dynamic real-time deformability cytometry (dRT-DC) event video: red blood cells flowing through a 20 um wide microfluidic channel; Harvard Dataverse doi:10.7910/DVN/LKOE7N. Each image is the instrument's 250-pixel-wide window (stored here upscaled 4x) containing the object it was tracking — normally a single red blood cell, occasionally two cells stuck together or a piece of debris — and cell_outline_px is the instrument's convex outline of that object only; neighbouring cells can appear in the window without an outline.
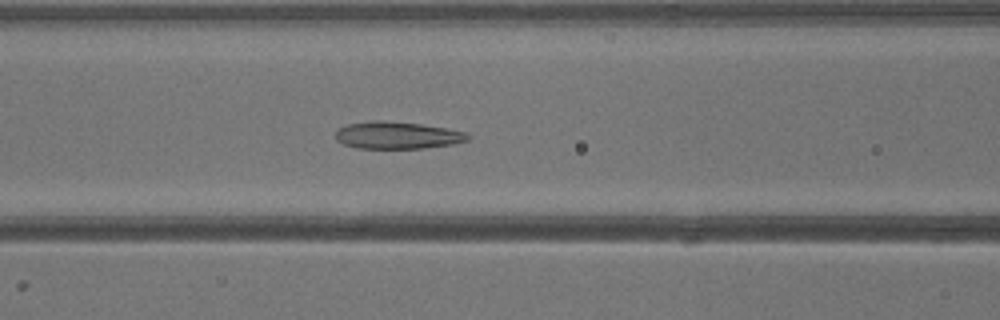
{"species": "common noctule bat (a hibernating species)", "species_latin": "Nyctalus noctula", "temperature_condition": "warm", "stored_images_in_passage": 40, "camera_frame_rate_fps": 3000, "um_per_image_px": 0.085, "animal": {"sex": "male", "body_mass_g": 13.3}, "frame": {"image": 1, "passage_image": 17, "time_ms": 5.333, "image_size_px": [1000, 320], "cell_outline_px": [[472, 136], [468, 140], [452, 144], [424, 148], [356, 148], [344, 144], [336, 140], [336, 132], [340, 128], [348, 124], [368, 120], [384, 120], [420, 124], [444, 128], [464, 132]], "centroid_in_image_um": [33.75, 11.49], "position_along_channel_um": 132.9, "area_um2": 20.87}}
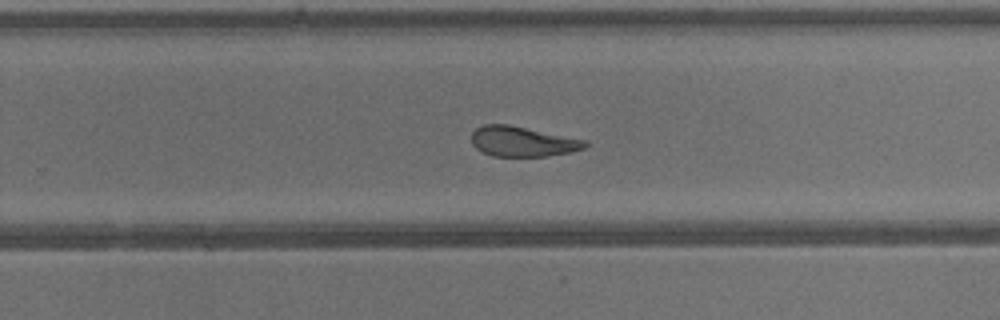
{"frame": {"image": 2, "passage_image": 26, "time_ms": 8.333, "image_size_px": [1000, 320], "cell_outline_px": [[588, 144], [584, 148], [568, 152], [548, 156], [492, 156], [476, 148], [472, 144], [472, 132], [476, 128], [484, 124], [508, 124], [588, 140]], "centroid_in_image_um": [44.42, 12.02], "position_along_channel_um": 285.4, "area_um2": 19.88}}
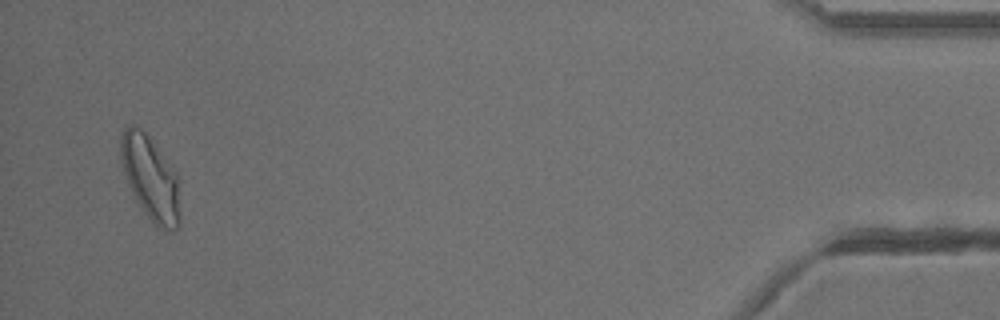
{"frame": {"image": 3, "passage_image": 39, "time_ms": 12.667, "image_size_px": [1000, 320], "cell_outline_px": [[180, 224], [172, 232], [156, 228], [136, 200], [128, 184], [120, 160], [120, 132], [128, 124], [132, 124], [140, 128], [148, 136], [176, 172], [180, 216]], "centroid_in_image_um": [12.76, 15.15], "position_along_channel_um": 422.4, "area_um2": 29.07}}